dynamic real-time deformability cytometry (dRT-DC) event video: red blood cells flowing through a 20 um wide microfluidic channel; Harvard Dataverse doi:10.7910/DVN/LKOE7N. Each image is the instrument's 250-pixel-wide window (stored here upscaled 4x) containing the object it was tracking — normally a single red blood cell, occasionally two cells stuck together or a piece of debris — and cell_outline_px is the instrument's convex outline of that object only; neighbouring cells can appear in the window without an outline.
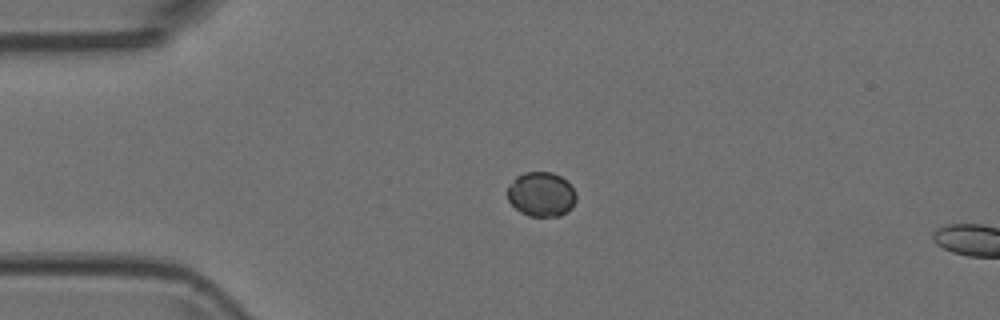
{"species": "Egyptian fruit bat (a non-hibernating species)", "species_latin": "Rousettus aegyptiacus", "temperature_condition": "room temperature", "stored_images_in_passage": 5, "camera_frame_rate_fps": 3000, "um_per_image_px": 0.085, "animal": {"sex": "female"}, "frame": {"image": 1, "passage_image": 4, "time_ms": 1.0, "image_size_px": [1000, 320], "cell_outline_px": [[576, 200], [572, 208], [568, 212], [560, 216], [528, 216], [520, 212], [508, 200], [508, 184], [516, 176], [524, 172], [552, 172], [560, 176], [576, 192]], "centroid_in_image_um": [46.0, 16.52], "position_along_channel_um": 39.0, "area_um2": 17.92}}